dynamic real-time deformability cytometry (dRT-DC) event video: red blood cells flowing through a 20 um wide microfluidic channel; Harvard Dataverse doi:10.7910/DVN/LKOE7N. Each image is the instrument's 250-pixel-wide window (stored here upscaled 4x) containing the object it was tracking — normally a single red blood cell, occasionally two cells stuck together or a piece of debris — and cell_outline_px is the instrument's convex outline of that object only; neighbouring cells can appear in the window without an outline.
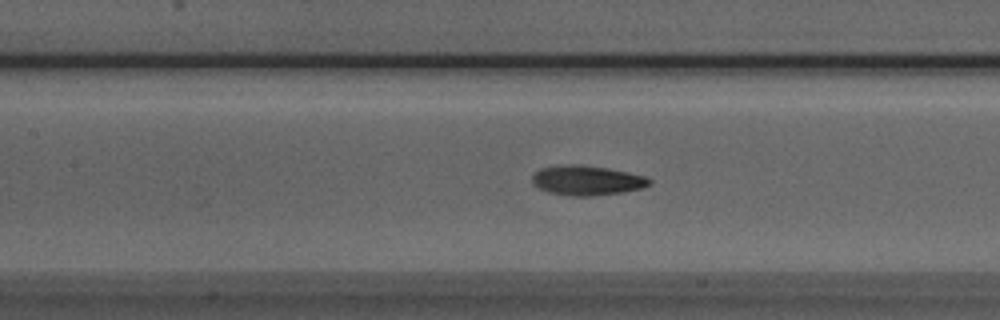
{"species": "Egyptian fruit bat (a non-hibernating species)", "species_latin": "Rousettus aegyptiacus", "temperature_condition": "room temperature", "stored_images_in_passage": 53, "segment_of_instrument_passage": [1, 2], "camera_frame_rate_fps": 3000, "um_per_image_px": 0.085, "animal": {"sex": "male"}, "frame": {"image": 1, "passage_image": 23, "time_ms": 7.333, "image_size_px": [1000, 320], "cell_outline_px": [[652, 184], [640, 188], [624, 192], [592, 196], [572, 196], [548, 192], [532, 184], [532, 176], [540, 168], [572, 164], [576, 164], [608, 168], [648, 176], [652, 180]], "centroid_in_image_um": [49.92, 15.34], "position_along_channel_um": 157.5, "area_um2": 20.35}}
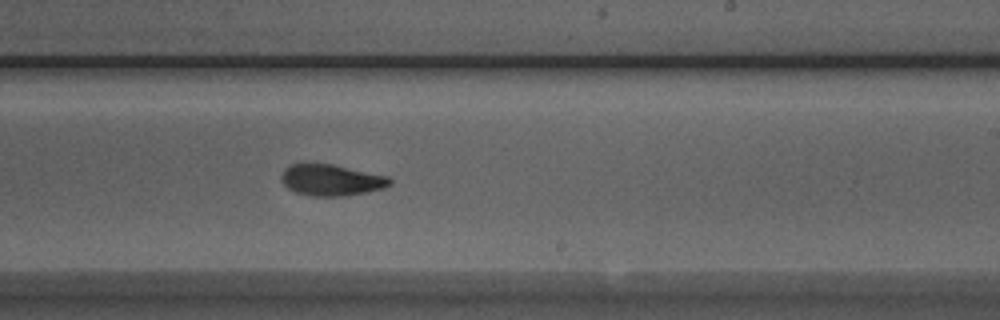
{"frame": {"image": 2, "passage_image": 31, "time_ms": 10.0, "image_size_px": [1000, 320], "cell_outline_px": [[392, 184], [384, 188], [344, 196], [312, 196], [296, 192], [288, 188], [280, 180], [280, 176], [284, 168], [292, 164], [332, 164], [388, 176], [392, 180]], "centroid_in_image_um": [28.15, 15.3], "position_along_channel_um": 260.8, "area_um2": 19.71}}
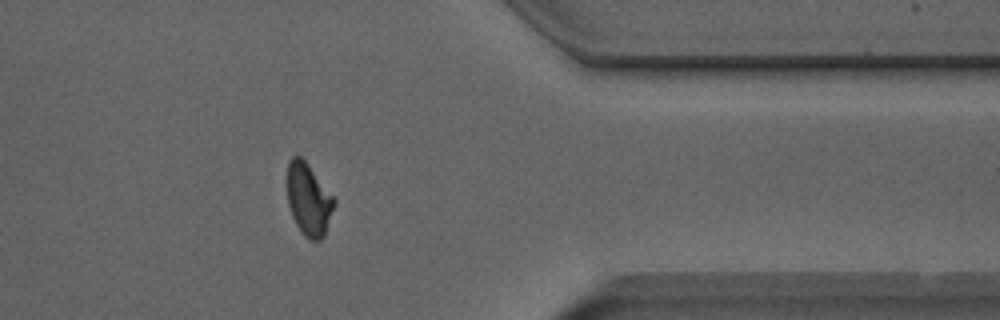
{"frame": {"image": 3, "passage_image": 42, "time_ms": 13.667, "image_size_px": [1000, 320], "cell_outline_px": [[336, 204], [324, 236], [320, 240], [308, 240], [304, 236], [296, 224], [292, 216], [288, 204], [288, 160], [292, 156], [300, 156], [308, 164], [336, 200]], "centroid_in_image_um": [26.24, 16.98], "position_along_channel_um": 385.2, "area_um2": 19.71}}